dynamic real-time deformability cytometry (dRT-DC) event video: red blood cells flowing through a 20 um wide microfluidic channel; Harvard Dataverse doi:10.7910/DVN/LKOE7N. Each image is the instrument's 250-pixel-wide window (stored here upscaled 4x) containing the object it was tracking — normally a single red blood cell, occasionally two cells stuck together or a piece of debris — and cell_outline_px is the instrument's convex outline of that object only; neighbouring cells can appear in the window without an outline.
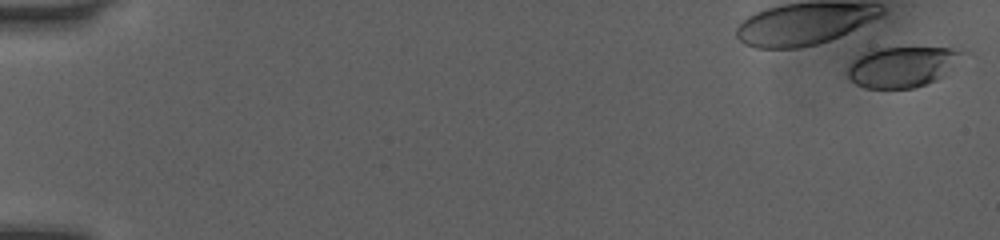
{"species": "human", "species_latin": "Homo sapiens", "temperature_condition": "room temperature", "stored_images_in_passage": 52, "camera_frame_rate_fps": 3000, "um_per_image_px": 0.085, "donor": {"sex": "female"}, "frame": {"image": 1, "passage_image": 1, "time_ms": 0.0, "image_size_px": [1000, 240], "cell_outline_px": [[976, 56], [936, 80], [912, 88], [864, 88], [856, 84], [844, 72], [844, 68], [856, 56], [880, 48], [948, 48], [972, 52]], "centroid_in_image_um": [76.85, 5.66], "position_along_channel_um": 8.2, "area_um2": 28.26}}
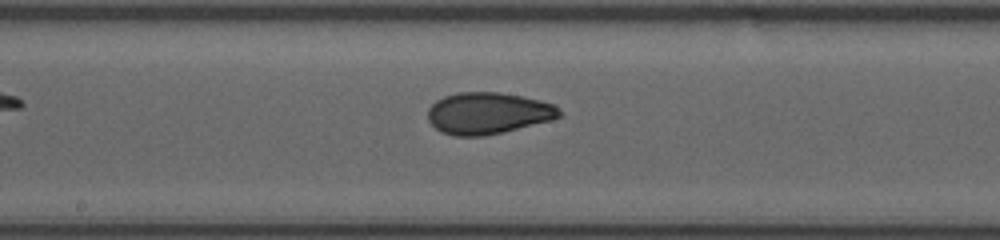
{"frame": {"image": 2, "passage_image": 29, "time_ms": 9.333, "image_size_px": [1000, 240], "cell_outline_px": [[560, 116], [552, 120], [484, 136], [456, 136], [440, 132], [428, 120], [428, 108], [436, 100], [444, 96], [460, 92], [500, 92], [524, 96], [556, 104], [560, 108]], "centroid_in_image_um": [41.48, 9.61], "position_along_channel_um": 206.7, "area_um2": 32.02}}
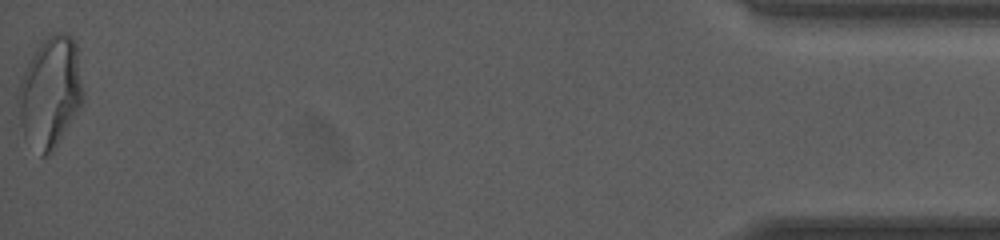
{"frame": {"image": 3, "passage_image": 52, "time_ms": 17.0, "image_size_px": [1000, 240], "cell_outline_px": [[84, 96], [80, 108], [60, 140], [52, 152], [48, 156], [40, 156], [24, 140], [20, 124], [20, 80], [40, 40], [52, 32], [64, 32], [72, 36], [76, 44], [84, 92]], "centroid_in_image_um": [4.29, 7.84], "position_along_channel_um": 430.9, "area_um2": 42.08}, "authors_computed_cell_mechanics": {"area_um2": 31.2698, "velocity_mm_per_s": 4.0656, "shape_relaxation_time_tau1_ms": 6.48, "shape_relaxation_time_tau2_ms": 1.3216, "deformation_change_tau1": 0.1981, "deformation_change_tau2": 0.0609}}